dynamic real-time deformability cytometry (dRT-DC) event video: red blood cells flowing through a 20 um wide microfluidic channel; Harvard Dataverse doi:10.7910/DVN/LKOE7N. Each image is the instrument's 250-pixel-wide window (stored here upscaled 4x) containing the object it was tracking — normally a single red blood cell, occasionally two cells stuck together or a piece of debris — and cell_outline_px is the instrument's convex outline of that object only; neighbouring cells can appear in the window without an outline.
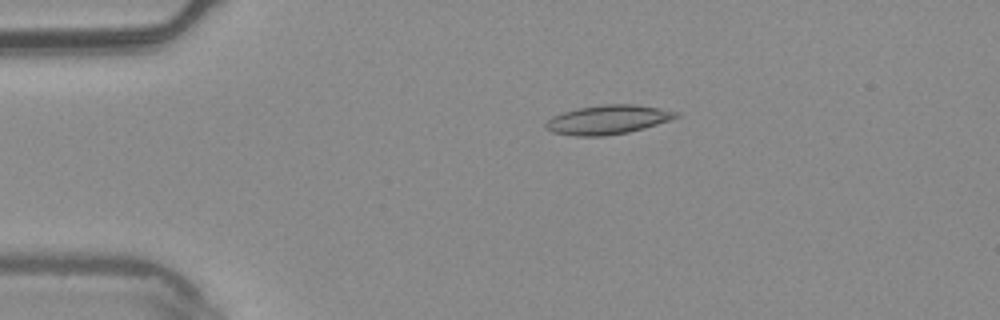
{"species": "common noctule bat (a hibernating species)", "species_latin": "Nyctalus noctula", "temperature_condition": "warm", "stored_images_in_passage": 5, "camera_frame_rate_fps": 3000, "um_per_image_px": 0.085, "animal": {"sex": "male", "body_mass_g": 20.4}, "frame": {"image": 1, "passage_image": 3, "time_ms": 0.667, "image_size_px": [1000, 320], "cell_outline_px": [[680, 116], [672, 120], [644, 128], [628, 132], [604, 136], [576, 136], [552, 132], [544, 128], [544, 124], [552, 116], [576, 108], [604, 104], [636, 104], [660, 108], [680, 112]], "centroid_in_image_um": [51.69, 10.17], "position_along_channel_um": 33.3, "area_um2": 22.31}}
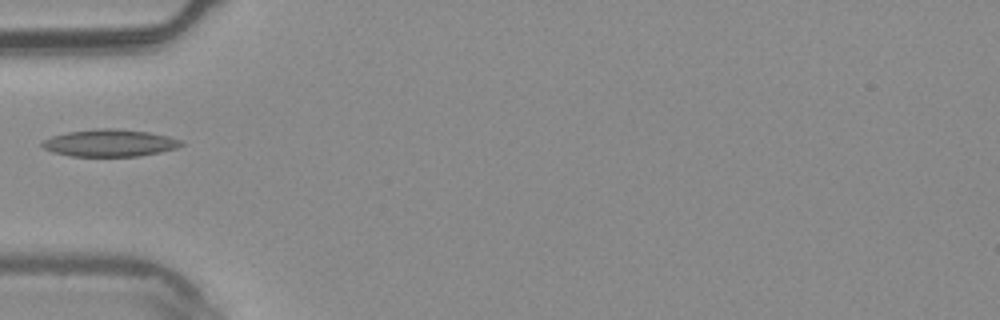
{"frame": {"image": 2, "passage_image": 5, "time_ms": 1.333, "image_size_px": [1000, 320], "cell_outline_px": [[184, 144], [176, 148], [160, 152], [136, 156], [72, 156], [52, 152], [44, 148], [40, 144], [44, 140], [52, 136], [68, 132], [96, 128], [116, 128], [148, 132], [168, 136], [180, 140]], "centroid_in_image_um": [9.31, 12.15], "position_along_channel_um": 75.7, "area_um2": 21.91}}